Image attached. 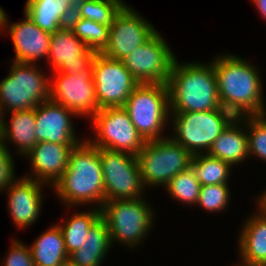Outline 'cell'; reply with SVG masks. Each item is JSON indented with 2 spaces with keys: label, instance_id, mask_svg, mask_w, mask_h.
Listing matches in <instances>:
<instances>
[{
  "label": "cell",
  "instance_id": "7c38bea8",
  "mask_svg": "<svg viewBox=\"0 0 266 266\" xmlns=\"http://www.w3.org/2000/svg\"><path fill=\"white\" fill-rule=\"evenodd\" d=\"M94 63L81 73L55 72L50 80V100L77 116H93L100 111L93 81Z\"/></svg>",
  "mask_w": 266,
  "mask_h": 266
},
{
  "label": "cell",
  "instance_id": "d6a6232c",
  "mask_svg": "<svg viewBox=\"0 0 266 266\" xmlns=\"http://www.w3.org/2000/svg\"><path fill=\"white\" fill-rule=\"evenodd\" d=\"M12 241L3 266H34L30 247L16 239Z\"/></svg>",
  "mask_w": 266,
  "mask_h": 266
},
{
  "label": "cell",
  "instance_id": "5bb4252c",
  "mask_svg": "<svg viewBox=\"0 0 266 266\" xmlns=\"http://www.w3.org/2000/svg\"><path fill=\"white\" fill-rule=\"evenodd\" d=\"M157 30L131 6L125 5L110 26L109 41L102 55L122 60L145 43Z\"/></svg>",
  "mask_w": 266,
  "mask_h": 266
},
{
  "label": "cell",
  "instance_id": "2e32d148",
  "mask_svg": "<svg viewBox=\"0 0 266 266\" xmlns=\"http://www.w3.org/2000/svg\"><path fill=\"white\" fill-rule=\"evenodd\" d=\"M75 113L61 104L51 100L40 103L35 108L37 142H51L58 144H79L83 140L74 135L71 117Z\"/></svg>",
  "mask_w": 266,
  "mask_h": 266
},
{
  "label": "cell",
  "instance_id": "83f0119b",
  "mask_svg": "<svg viewBox=\"0 0 266 266\" xmlns=\"http://www.w3.org/2000/svg\"><path fill=\"white\" fill-rule=\"evenodd\" d=\"M72 32L89 48L101 53L109 41L110 26L73 15L67 24Z\"/></svg>",
  "mask_w": 266,
  "mask_h": 266
},
{
  "label": "cell",
  "instance_id": "4fadbf2b",
  "mask_svg": "<svg viewBox=\"0 0 266 266\" xmlns=\"http://www.w3.org/2000/svg\"><path fill=\"white\" fill-rule=\"evenodd\" d=\"M93 81L100 109L123 107L139 82L122 61L98 53L94 60Z\"/></svg>",
  "mask_w": 266,
  "mask_h": 266
},
{
  "label": "cell",
  "instance_id": "30bf717a",
  "mask_svg": "<svg viewBox=\"0 0 266 266\" xmlns=\"http://www.w3.org/2000/svg\"><path fill=\"white\" fill-rule=\"evenodd\" d=\"M91 122L96 140L89 138L87 141L97 148L122 151L137 156L146 143L123 107L100 109L91 117Z\"/></svg>",
  "mask_w": 266,
  "mask_h": 266
},
{
  "label": "cell",
  "instance_id": "e575fe53",
  "mask_svg": "<svg viewBox=\"0 0 266 266\" xmlns=\"http://www.w3.org/2000/svg\"><path fill=\"white\" fill-rule=\"evenodd\" d=\"M259 13L266 19V0H252Z\"/></svg>",
  "mask_w": 266,
  "mask_h": 266
},
{
  "label": "cell",
  "instance_id": "f1b7e54d",
  "mask_svg": "<svg viewBox=\"0 0 266 266\" xmlns=\"http://www.w3.org/2000/svg\"><path fill=\"white\" fill-rule=\"evenodd\" d=\"M123 2V0H86L74 15L111 26L116 15L126 5Z\"/></svg>",
  "mask_w": 266,
  "mask_h": 266
},
{
  "label": "cell",
  "instance_id": "7402d4cb",
  "mask_svg": "<svg viewBox=\"0 0 266 266\" xmlns=\"http://www.w3.org/2000/svg\"><path fill=\"white\" fill-rule=\"evenodd\" d=\"M244 123V116L236 117L213 142L207 154L231 166L249 158L247 131L242 127Z\"/></svg>",
  "mask_w": 266,
  "mask_h": 266
},
{
  "label": "cell",
  "instance_id": "74e56055",
  "mask_svg": "<svg viewBox=\"0 0 266 266\" xmlns=\"http://www.w3.org/2000/svg\"><path fill=\"white\" fill-rule=\"evenodd\" d=\"M4 113H5V111H4V109H3V106H2V103L0 102V127H1V125H2V123H3V119L5 118L4 116Z\"/></svg>",
  "mask_w": 266,
  "mask_h": 266
},
{
  "label": "cell",
  "instance_id": "ac0fdd59",
  "mask_svg": "<svg viewBox=\"0 0 266 266\" xmlns=\"http://www.w3.org/2000/svg\"><path fill=\"white\" fill-rule=\"evenodd\" d=\"M77 145L38 142L26 155L31 161V172H34L27 178L54 186L68 166L71 150Z\"/></svg>",
  "mask_w": 266,
  "mask_h": 266
},
{
  "label": "cell",
  "instance_id": "277c9868",
  "mask_svg": "<svg viewBox=\"0 0 266 266\" xmlns=\"http://www.w3.org/2000/svg\"><path fill=\"white\" fill-rule=\"evenodd\" d=\"M170 114L174 120H172V129L175 132L171 138L192 155L208 153L213 142L236 118L233 113L223 107L201 112Z\"/></svg>",
  "mask_w": 266,
  "mask_h": 266
},
{
  "label": "cell",
  "instance_id": "8fae6325",
  "mask_svg": "<svg viewBox=\"0 0 266 266\" xmlns=\"http://www.w3.org/2000/svg\"><path fill=\"white\" fill-rule=\"evenodd\" d=\"M175 58L167 42L156 31L121 61L139 84H167Z\"/></svg>",
  "mask_w": 266,
  "mask_h": 266
},
{
  "label": "cell",
  "instance_id": "44dd1931",
  "mask_svg": "<svg viewBox=\"0 0 266 266\" xmlns=\"http://www.w3.org/2000/svg\"><path fill=\"white\" fill-rule=\"evenodd\" d=\"M251 216L239 232L241 262L236 266H266V215L259 210Z\"/></svg>",
  "mask_w": 266,
  "mask_h": 266
},
{
  "label": "cell",
  "instance_id": "e0dca14e",
  "mask_svg": "<svg viewBox=\"0 0 266 266\" xmlns=\"http://www.w3.org/2000/svg\"><path fill=\"white\" fill-rule=\"evenodd\" d=\"M43 182L27 178L15 179L5 190L8 193V211L19 229L37 221L44 198Z\"/></svg>",
  "mask_w": 266,
  "mask_h": 266
},
{
  "label": "cell",
  "instance_id": "cb8c5ba5",
  "mask_svg": "<svg viewBox=\"0 0 266 266\" xmlns=\"http://www.w3.org/2000/svg\"><path fill=\"white\" fill-rule=\"evenodd\" d=\"M106 221L100 217L89 229L82 248L69 255L78 266H100L111 246Z\"/></svg>",
  "mask_w": 266,
  "mask_h": 266
},
{
  "label": "cell",
  "instance_id": "836d02e7",
  "mask_svg": "<svg viewBox=\"0 0 266 266\" xmlns=\"http://www.w3.org/2000/svg\"><path fill=\"white\" fill-rule=\"evenodd\" d=\"M7 145V143L4 145L0 141V192L5 191L16 179L14 175V160L12 154L7 149Z\"/></svg>",
  "mask_w": 266,
  "mask_h": 266
},
{
  "label": "cell",
  "instance_id": "484cf974",
  "mask_svg": "<svg viewBox=\"0 0 266 266\" xmlns=\"http://www.w3.org/2000/svg\"><path fill=\"white\" fill-rule=\"evenodd\" d=\"M94 209L88 210V212L74 213V216L71 215L69 219L67 218V222L59 224L68 256L82 248L89 229L101 217V209H96V207Z\"/></svg>",
  "mask_w": 266,
  "mask_h": 266
},
{
  "label": "cell",
  "instance_id": "9c48e42d",
  "mask_svg": "<svg viewBox=\"0 0 266 266\" xmlns=\"http://www.w3.org/2000/svg\"><path fill=\"white\" fill-rule=\"evenodd\" d=\"M103 173L105 201L142 197L144 184L135 155L98 148Z\"/></svg>",
  "mask_w": 266,
  "mask_h": 266
},
{
  "label": "cell",
  "instance_id": "52a82bcc",
  "mask_svg": "<svg viewBox=\"0 0 266 266\" xmlns=\"http://www.w3.org/2000/svg\"><path fill=\"white\" fill-rule=\"evenodd\" d=\"M142 198L110 200L103 203L101 217L106 221L111 244L117 241L133 248L149 234L154 212Z\"/></svg>",
  "mask_w": 266,
  "mask_h": 266
},
{
  "label": "cell",
  "instance_id": "4dcf8cb0",
  "mask_svg": "<svg viewBox=\"0 0 266 266\" xmlns=\"http://www.w3.org/2000/svg\"><path fill=\"white\" fill-rule=\"evenodd\" d=\"M246 122L249 156L255 155L266 161V113L244 116Z\"/></svg>",
  "mask_w": 266,
  "mask_h": 266
},
{
  "label": "cell",
  "instance_id": "3957f363",
  "mask_svg": "<svg viewBox=\"0 0 266 266\" xmlns=\"http://www.w3.org/2000/svg\"><path fill=\"white\" fill-rule=\"evenodd\" d=\"M56 195L67 206L105 202L103 173L97 147L84 139L69 155L68 166L54 184ZM98 204L99 207H98Z\"/></svg>",
  "mask_w": 266,
  "mask_h": 266
},
{
  "label": "cell",
  "instance_id": "ffe728a7",
  "mask_svg": "<svg viewBox=\"0 0 266 266\" xmlns=\"http://www.w3.org/2000/svg\"><path fill=\"white\" fill-rule=\"evenodd\" d=\"M86 0H27L24 13L43 31L54 33L67 26L69 19Z\"/></svg>",
  "mask_w": 266,
  "mask_h": 266
},
{
  "label": "cell",
  "instance_id": "f546056e",
  "mask_svg": "<svg viewBox=\"0 0 266 266\" xmlns=\"http://www.w3.org/2000/svg\"><path fill=\"white\" fill-rule=\"evenodd\" d=\"M165 188L176 200L197 205L201 184L191 167L174 176Z\"/></svg>",
  "mask_w": 266,
  "mask_h": 266
},
{
  "label": "cell",
  "instance_id": "f35d334b",
  "mask_svg": "<svg viewBox=\"0 0 266 266\" xmlns=\"http://www.w3.org/2000/svg\"><path fill=\"white\" fill-rule=\"evenodd\" d=\"M60 266H78V265L73 263L70 259H67Z\"/></svg>",
  "mask_w": 266,
  "mask_h": 266
},
{
  "label": "cell",
  "instance_id": "7a4b0ae2",
  "mask_svg": "<svg viewBox=\"0 0 266 266\" xmlns=\"http://www.w3.org/2000/svg\"><path fill=\"white\" fill-rule=\"evenodd\" d=\"M177 62L175 58L167 81L170 113L220 108L217 78L212 62Z\"/></svg>",
  "mask_w": 266,
  "mask_h": 266
},
{
  "label": "cell",
  "instance_id": "1f68e13d",
  "mask_svg": "<svg viewBox=\"0 0 266 266\" xmlns=\"http://www.w3.org/2000/svg\"><path fill=\"white\" fill-rule=\"evenodd\" d=\"M228 184L203 185L200 189L197 204L210 212L225 210L230 199Z\"/></svg>",
  "mask_w": 266,
  "mask_h": 266
},
{
  "label": "cell",
  "instance_id": "6da1fadb",
  "mask_svg": "<svg viewBox=\"0 0 266 266\" xmlns=\"http://www.w3.org/2000/svg\"><path fill=\"white\" fill-rule=\"evenodd\" d=\"M221 107L236 117L265 114L259 70L236 55L213 61Z\"/></svg>",
  "mask_w": 266,
  "mask_h": 266
},
{
  "label": "cell",
  "instance_id": "d4e9b609",
  "mask_svg": "<svg viewBox=\"0 0 266 266\" xmlns=\"http://www.w3.org/2000/svg\"><path fill=\"white\" fill-rule=\"evenodd\" d=\"M30 249L34 265L60 266L69 259L65 250L64 237L58 224L42 233Z\"/></svg>",
  "mask_w": 266,
  "mask_h": 266
},
{
  "label": "cell",
  "instance_id": "5b68a950",
  "mask_svg": "<svg viewBox=\"0 0 266 266\" xmlns=\"http://www.w3.org/2000/svg\"><path fill=\"white\" fill-rule=\"evenodd\" d=\"M123 108L145 141L165 138L162 129L170 119L167 84H139Z\"/></svg>",
  "mask_w": 266,
  "mask_h": 266
},
{
  "label": "cell",
  "instance_id": "8d00e7d4",
  "mask_svg": "<svg viewBox=\"0 0 266 266\" xmlns=\"http://www.w3.org/2000/svg\"><path fill=\"white\" fill-rule=\"evenodd\" d=\"M6 12H4L3 8L0 7V30L4 27L6 28L7 24H8V19L6 17Z\"/></svg>",
  "mask_w": 266,
  "mask_h": 266
},
{
  "label": "cell",
  "instance_id": "9a60e30c",
  "mask_svg": "<svg viewBox=\"0 0 266 266\" xmlns=\"http://www.w3.org/2000/svg\"><path fill=\"white\" fill-rule=\"evenodd\" d=\"M98 52L89 49L68 27L51 33L47 58L54 72L74 75L88 69Z\"/></svg>",
  "mask_w": 266,
  "mask_h": 266
},
{
  "label": "cell",
  "instance_id": "d590c367",
  "mask_svg": "<svg viewBox=\"0 0 266 266\" xmlns=\"http://www.w3.org/2000/svg\"><path fill=\"white\" fill-rule=\"evenodd\" d=\"M258 205V209L261 210L266 215V191L260 195L256 202Z\"/></svg>",
  "mask_w": 266,
  "mask_h": 266
},
{
  "label": "cell",
  "instance_id": "8992f818",
  "mask_svg": "<svg viewBox=\"0 0 266 266\" xmlns=\"http://www.w3.org/2000/svg\"><path fill=\"white\" fill-rule=\"evenodd\" d=\"M192 157L171 136L146 141L136 156L144 187H166L174 176L191 167Z\"/></svg>",
  "mask_w": 266,
  "mask_h": 266
},
{
  "label": "cell",
  "instance_id": "d6986e66",
  "mask_svg": "<svg viewBox=\"0 0 266 266\" xmlns=\"http://www.w3.org/2000/svg\"><path fill=\"white\" fill-rule=\"evenodd\" d=\"M24 15L21 22L7 24L16 55L13 61L35 64V60L48 56L51 33L40 29L26 13Z\"/></svg>",
  "mask_w": 266,
  "mask_h": 266
},
{
  "label": "cell",
  "instance_id": "603a6c76",
  "mask_svg": "<svg viewBox=\"0 0 266 266\" xmlns=\"http://www.w3.org/2000/svg\"><path fill=\"white\" fill-rule=\"evenodd\" d=\"M11 122L3 121L0 127V141H12L17 146L18 154L26 155L38 143L35 136L36 119L35 108L30 110L13 111Z\"/></svg>",
  "mask_w": 266,
  "mask_h": 266
},
{
  "label": "cell",
  "instance_id": "4316f807",
  "mask_svg": "<svg viewBox=\"0 0 266 266\" xmlns=\"http://www.w3.org/2000/svg\"><path fill=\"white\" fill-rule=\"evenodd\" d=\"M191 168L194 170L199 183L203 186L228 184L232 166L221 159L211 157L207 153H201L193 155Z\"/></svg>",
  "mask_w": 266,
  "mask_h": 266
},
{
  "label": "cell",
  "instance_id": "ba28073f",
  "mask_svg": "<svg viewBox=\"0 0 266 266\" xmlns=\"http://www.w3.org/2000/svg\"><path fill=\"white\" fill-rule=\"evenodd\" d=\"M35 66L13 62L9 75L0 81V102L5 113L34 109L50 100V79Z\"/></svg>",
  "mask_w": 266,
  "mask_h": 266
}]
</instances>
